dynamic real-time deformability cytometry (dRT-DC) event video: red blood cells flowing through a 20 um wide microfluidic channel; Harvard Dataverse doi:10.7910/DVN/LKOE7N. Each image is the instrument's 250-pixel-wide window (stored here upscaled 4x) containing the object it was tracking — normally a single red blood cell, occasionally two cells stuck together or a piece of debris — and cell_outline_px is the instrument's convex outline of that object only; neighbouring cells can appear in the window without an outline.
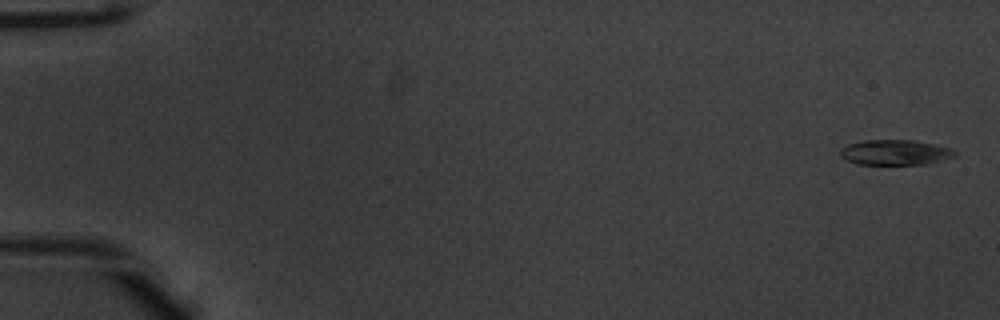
{"species": "common noctule bat (a hibernating species)", "species_latin": "Nyctalus noctula", "temperature_condition": "warm", "stored_images_in_passage": 52, "camera_frame_rate_fps": 3000, "um_per_image_px": 0.085, "animal": {"sex": "male", "body_mass_g": 20.1, "forearm_length_mm": 53.5}, "frame": {"image": 1, "passage_image": 1, "time_ms": 0.0, "image_size_px": [1000, 320], "cell_outline_px": [[956, 156], [928, 164], [856, 164], [840, 156], [840, 148], [848, 144], [864, 140], [912, 140], [936, 144], [948, 148], [956, 152]], "centroid_in_image_um": [76.07, 12.95], "position_along_channel_um": 8.9, "area_um2": 16.82}}
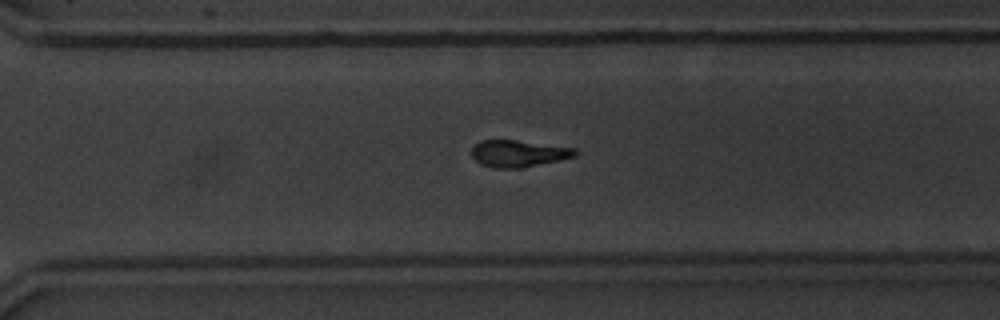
{"frame": {"image": 2, "passage_image": 37, "time_ms": 12.0, "image_size_px": [1000, 320], "cell_outline_px": [[576, 156], [560, 160], [520, 168], [496, 168], [480, 164], [472, 156], [472, 148], [480, 140], [516, 140], [576, 148]], "centroid_in_image_um": [44.06, 13.04], "position_along_channel_um": 326.5, "area_um2": 16.07}}
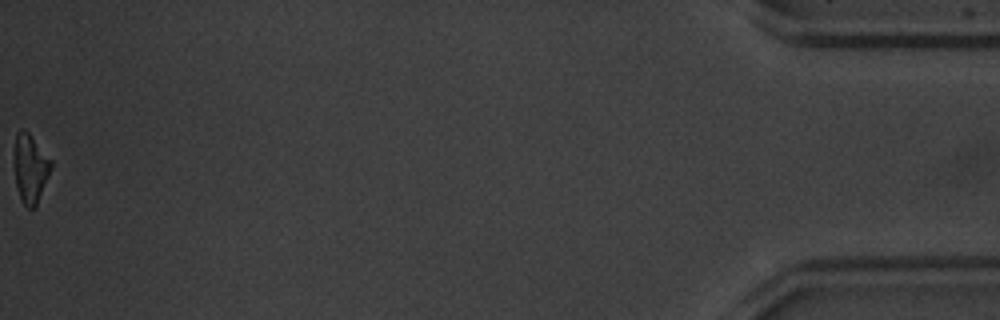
{"frame": {"image": 3, "passage_image": 52, "time_ms": 17.0, "image_size_px": [1000, 320], "cell_outline_px": [[52, 164], [48, 176], [36, 208], [28, 208], [20, 200], [16, 184], [16, 132], [20, 128], [24, 128], [28, 132], [52, 160]], "centroid_in_image_um": [2.6, 14.33], "position_along_channel_um": 432.6, "area_um2": 14.39}, "authors_computed_cell_mechanics": {"area_um2": 16.8198, "velocity_mm_per_s": 3.9552, "shape_relaxation_time_tau1_ms": 2.8213, "shape_relaxation_time_tau2_ms": null, "deformation_change_tau1": 0.1728, "deformation_change_tau2": null}}